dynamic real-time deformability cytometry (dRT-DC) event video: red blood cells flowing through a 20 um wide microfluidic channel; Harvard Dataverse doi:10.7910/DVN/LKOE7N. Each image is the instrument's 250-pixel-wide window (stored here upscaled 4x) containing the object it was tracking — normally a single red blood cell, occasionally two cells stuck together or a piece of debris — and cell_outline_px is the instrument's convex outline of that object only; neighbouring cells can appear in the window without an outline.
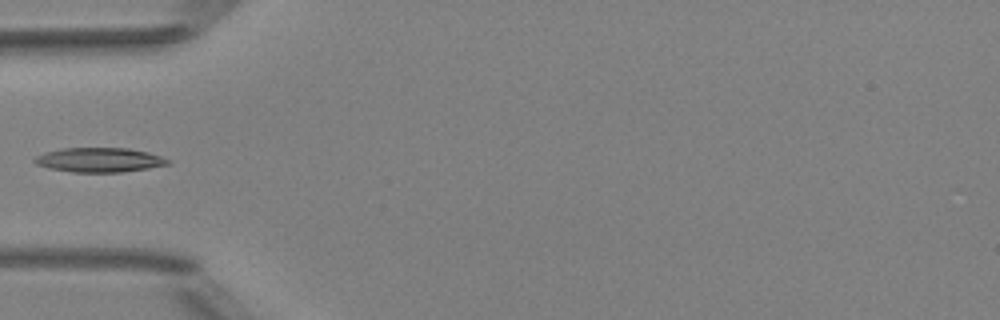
{"species": "Egyptian fruit bat (a non-hibernating species)", "species_latin": "Rousettus aegyptiacus", "temperature_condition": "room temperature", "stored_images_in_passage": 4, "camera_frame_rate_fps": 3000, "um_per_image_px": 0.085, "animal": {"sex": "female"}, "frame": {"image": 1, "passage_image": 3, "time_ms": 2.333, "image_size_px": [1000, 320], "cell_outline_px": [[172, 164], [148, 168], [120, 172], [72, 172], [48, 168], [36, 164], [32, 160], [36, 156], [44, 152], [60, 148], [128, 148], [148, 152], [172, 160]], "centroid_in_image_um": [8.45, 13.59], "position_along_channel_um": 76.6, "area_um2": 19.13}}
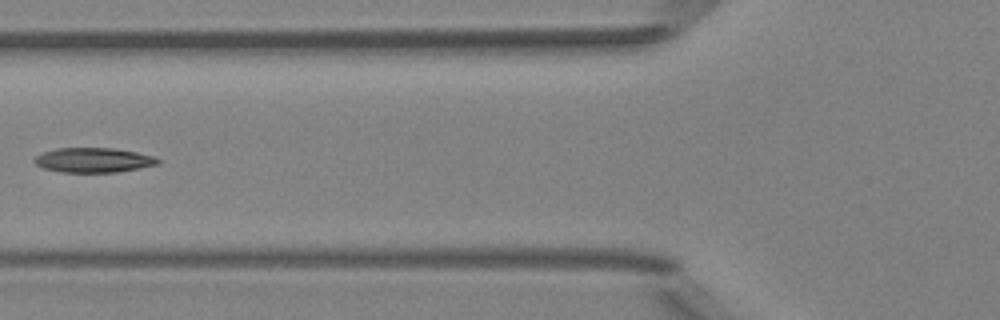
{"frame": {"image": 2, "passage_image": 4, "time_ms": 3.333, "image_size_px": [1000, 320], "cell_outline_px": [[160, 164], [140, 168], [116, 172], [60, 172], [44, 168], [36, 164], [32, 160], [36, 156], [44, 152], [56, 148], [112, 148], [136, 152], [152, 156], [160, 160]], "centroid_in_image_um": [7.94, 13.61], "position_along_channel_um": 117.9, "area_um2": 17.69}}